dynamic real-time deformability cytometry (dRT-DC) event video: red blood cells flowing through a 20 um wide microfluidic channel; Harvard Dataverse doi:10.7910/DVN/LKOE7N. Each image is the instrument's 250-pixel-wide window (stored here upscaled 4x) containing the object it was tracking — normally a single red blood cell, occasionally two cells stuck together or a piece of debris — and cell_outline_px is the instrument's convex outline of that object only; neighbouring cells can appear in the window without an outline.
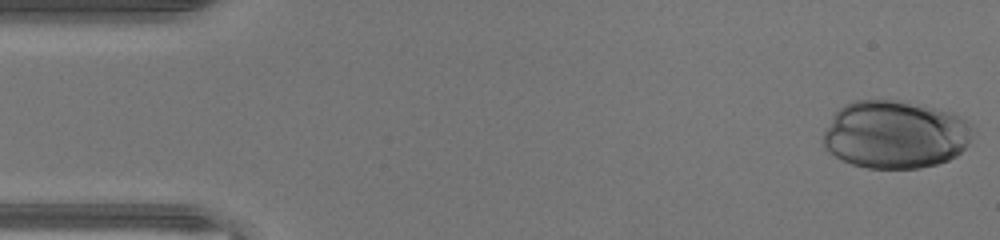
{"species": "human", "species_latin": "Homo sapiens", "temperature_condition": "warm", "stored_images_in_passage": 37, "camera_frame_rate_fps": 3000, "um_per_image_px": 0.085, "donor": {"sex": "male"}, "frame": {"image": 1, "passage_image": 1, "time_ms": 0.0, "image_size_px": [1000, 240], "cell_outline_px": [[976, 128], [968, 144], [956, 156], [948, 160], [936, 164], [920, 168], [868, 168], [852, 164], [828, 152], [824, 148], [824, 132], [832, 116], [844, 104], [856, 100], [908, 100], [924, 104], [952, 112], [968, 120]], "centroid_in_image_um": [76.14, 11.41], "position_along_channel_um": 8.9, "area_um2": 59.94}}
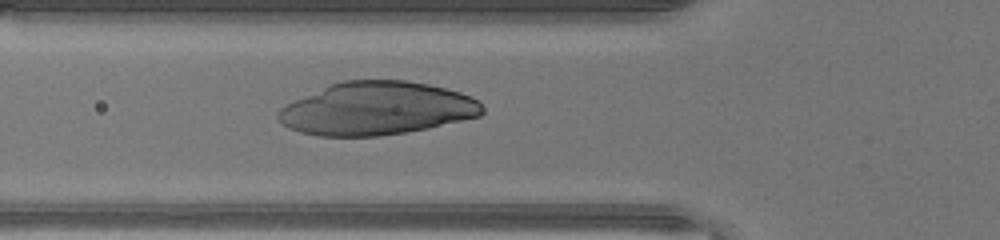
{"frame": {"image": 2, "passage_image": 16, "time_ms": 5.0, "image_size_px": [1000, 240], "cell_outline_px": [[484, 112], [480, 116], [428, 128], [408, 132], [380, 136], [320, 136], [300, 132], [288, 128], [276, 116], [280, 108], [328, 84], [340, 80], [404, 80], [428, 84], [460, 92], [472, 96], [484, 108]], "centroid_in_image_um": [32.03, 9.22], "position_along_channel_um": 93.8, "area_um2": 63.0}}
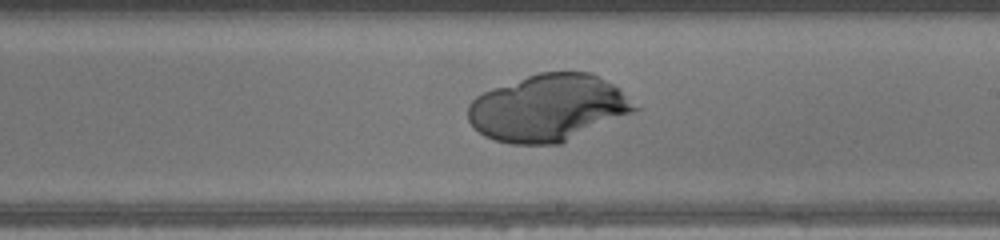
{"frame": {"image": 3, "passage_image": 26, "time_ms": 8.333, "image_size_px": [1000, 240], "cell_outline_px": [[640, 108], [632, 112], [560, 144], [512, 144], [496, 140], [484, 136], [468, 120], [468, 104], [476, 96], [492, 88], [540, 72], [592, 72], [620, 88]], "centroid_in_image_um": [46.59, 9.17], "position_along_channel_um": 242.4, "area_um2": 64.5}}